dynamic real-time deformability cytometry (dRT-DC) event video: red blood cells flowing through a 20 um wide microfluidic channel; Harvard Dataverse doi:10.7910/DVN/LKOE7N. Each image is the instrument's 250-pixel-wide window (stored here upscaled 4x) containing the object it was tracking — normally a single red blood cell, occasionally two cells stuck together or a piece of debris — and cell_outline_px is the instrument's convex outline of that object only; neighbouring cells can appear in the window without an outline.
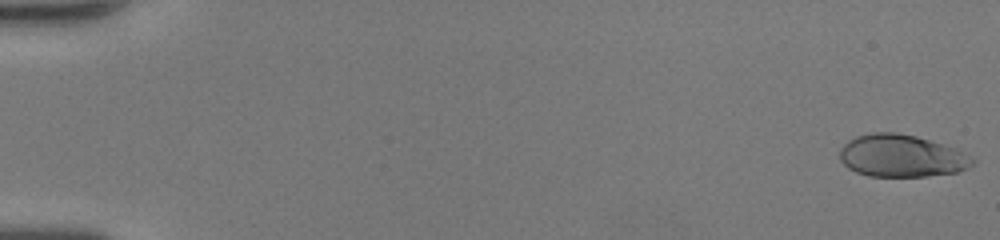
{"species": "human", "species_latin": "Homo sapiens", "temperature_condition": "room temperature", "stored_images_in_passage": 50, "camera_frame_rate_fps": 3000, "um_per_image_px": 0.085, "donor": {"sex": "female"}, "frame": {"image": 1, "passage_image": 1, "time_ms": 0.0, "image_size_px": [1000, 240], "cell_outline_px": [[976, 164], [968, 168], [956, 172], [924, 176], [868, 176], [856, 172], [848, 168], [840, 160], [840, 148], [848, 140], [856, 136], [872, 132], [896, 132], [916, 136], [956, 148], [976, 160]], "centroid_in_image_um": [76.62, 13.24], "position_along_channel_um": 8.4, "area_um2": 32.83}}
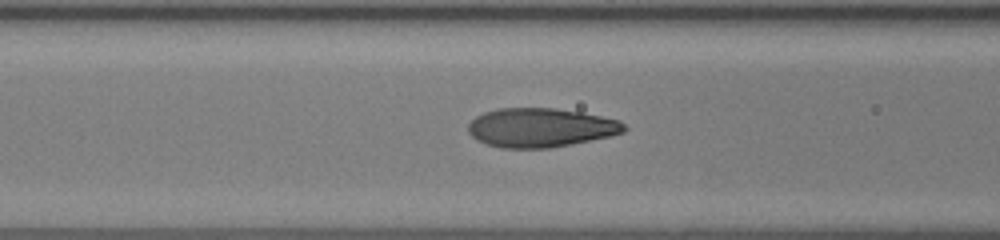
{"frame": {"image": 2, "passage_image": 22, "time_ms": 7.0, "image_size_px": [1000, 240], "cell_outline_px": [[628, 128], [624, 132], [608, 136], [572, 144], [548, 148], [500, 148], [476, 140], [468, 132], [468, 124], [476, 116], [484, 112], [496, 108], [556, 108], [580, 112], [620, 120]], "centroid_in_image_um": [45.93, 10.84], "position_along_channel_um": 120.7, "area_um2": 35.49}}
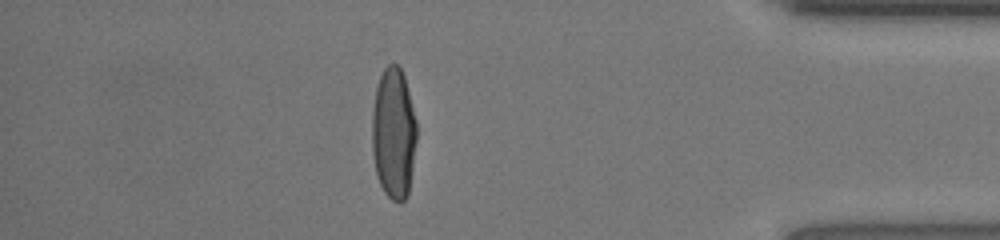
{"frame": {"image": 3, "passage_image": 44, "time_ms": 14.333, "image_size_px": [1000, 240], "cell_outline_px": [[416, 140], [412, 168], [408, 192], [404, 200], [400, 204], [392, 200], [384, 192], [376, 176], [372, 152], [372, 112], [376, 88], [380, 76], [384, 68], [392, 60], [400, 68], [404, 76], [416, 120]], "centroid_in_image_um": [33.44, 11.33], "position_along_channel_um": 401.8, "area_um2": 34.22}, "authors_computed_cell_mechanics": {"area_um2": 35.0268, "velocity_mm_per_s": 4.2875, "shape_relaxation_time_tau1_ms": 4.8275, "shape_relaxation_time_tau2_ms": null, "deformation_change_tau1": 0.2595, "deformation_change_tau2": null}}